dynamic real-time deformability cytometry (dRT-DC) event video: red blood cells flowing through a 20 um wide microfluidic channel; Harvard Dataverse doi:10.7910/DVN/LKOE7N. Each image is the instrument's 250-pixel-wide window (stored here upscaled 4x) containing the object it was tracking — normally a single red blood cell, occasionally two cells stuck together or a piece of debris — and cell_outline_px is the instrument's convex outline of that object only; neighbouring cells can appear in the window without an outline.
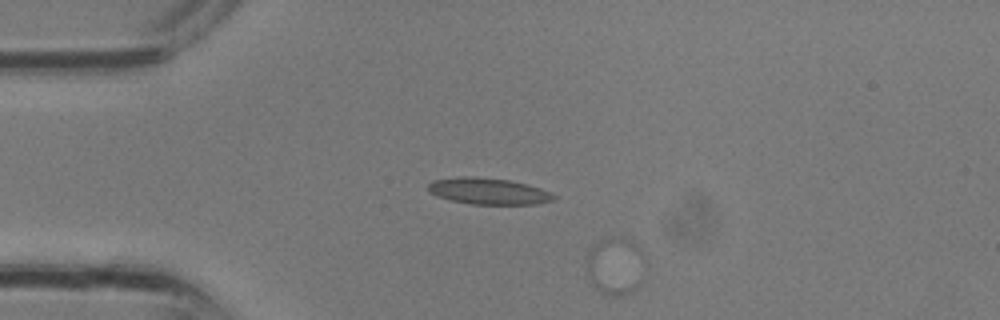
{"species": "common noctule bat (a hibernating species)", "species_latin": "Nyctalus noctula", "temperature_condition": "room temperature", "stored_images_in_passage": 3, "camera_frame_rate_fps": 3000, "um_per_image_px": 0.085, "animal": {"sex": "male", "body_mass_g": 13.3}, "frame": {"image": 1, "passage_image": 2, "time_ms": 0.333, "image_size_px": [1000, 320], "cell_outline_px": [[644, 280], [632, 292], [620, 296], [608, 296], [592, 288], [588, 280], [588, 252], [600, 240], [612, 236], [616, 236], [632, 240], [640, 248]], "centroid_in_image_um": [52.29, 22.65], "position_along_channel_um": 32.7, "area_um2": 19.88}}